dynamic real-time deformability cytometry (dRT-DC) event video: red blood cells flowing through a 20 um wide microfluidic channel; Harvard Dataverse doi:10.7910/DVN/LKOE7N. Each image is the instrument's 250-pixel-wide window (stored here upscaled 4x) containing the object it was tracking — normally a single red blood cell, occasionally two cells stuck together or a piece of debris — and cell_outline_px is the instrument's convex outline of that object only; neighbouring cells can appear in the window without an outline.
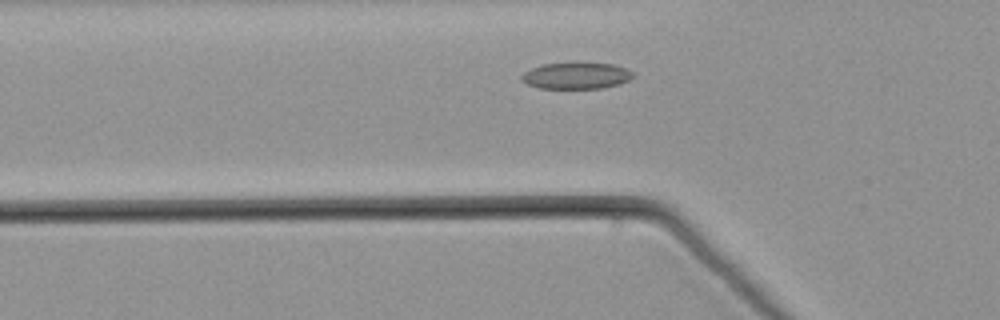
{"species": "common noctule bat (a hibernating species)", "species_latin": "Nyctalus noctula", "temperature_condition": "warm", "stored_images_in_passage": 41, "camera_frame_rate_fps": 3000, "um_per_image_px": 0.085, "animal": {"sex": "male", "body_mass_g": 21.5, "forearm_length_mm": 52.0}, "frame": {"image": 1, "passage_image": 5, "time_ms": 1.333, "image_size_px": [1000, 320], "cell_outline_px": [[636, 76], [620, 84], [600, 88], [540, 88], [528, 84], [520, 80], [520, 76], [524, 72], [532, 68], [544, 64], [612, 64], [628, 68]], "centroid_in_image_um": [49.0, 6.45], "position_along_channel_um": 76.8, "area_um2": 16.88}}
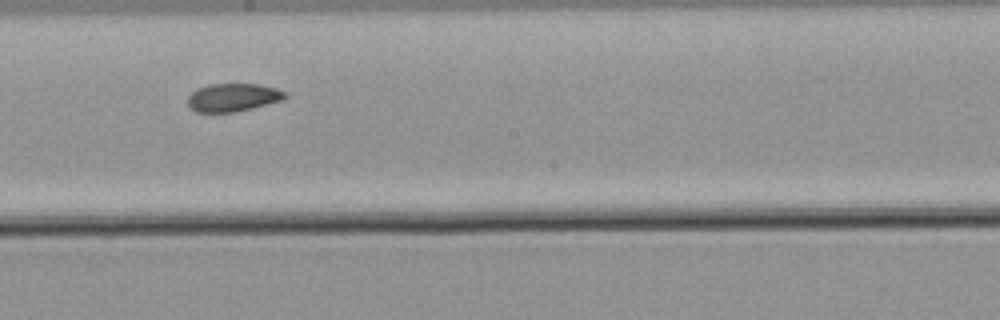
{"frame": {"image": 2, "passage_image": 17, "time_ms": 5.333, "image_size_px": [1000, 320], "cell_outline_px": [[288, 96], [284, 100], [236, 112], [196, 112], [188, 104], [188, 96], [192, 92], [208, 84], [260, 84], [276, 88], [288, 92]], "centroid_in_image_um": [19.86, 8.28], "position_along_channel_um": 228.3, "area_um2": 16.01}}
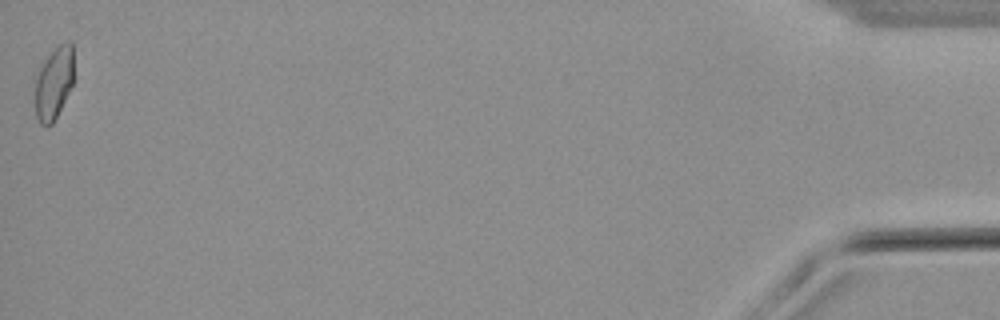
{"frame": {"image": 3, "passage_image": 41, "time_ms": 13.333, "image_size_px": [1000, 320], "cell_outline_px": [[72, 84], [52, 124], [48, 128], [40, 124], [36, 116], [36, 80], [40, 68], [44, 60], [60, 44], [68, 40], [72, 40]], "centroid_in_image_um": [4.57, 7.07], "position_along_channel_um": 430.6, "area_um2": 15.84}}